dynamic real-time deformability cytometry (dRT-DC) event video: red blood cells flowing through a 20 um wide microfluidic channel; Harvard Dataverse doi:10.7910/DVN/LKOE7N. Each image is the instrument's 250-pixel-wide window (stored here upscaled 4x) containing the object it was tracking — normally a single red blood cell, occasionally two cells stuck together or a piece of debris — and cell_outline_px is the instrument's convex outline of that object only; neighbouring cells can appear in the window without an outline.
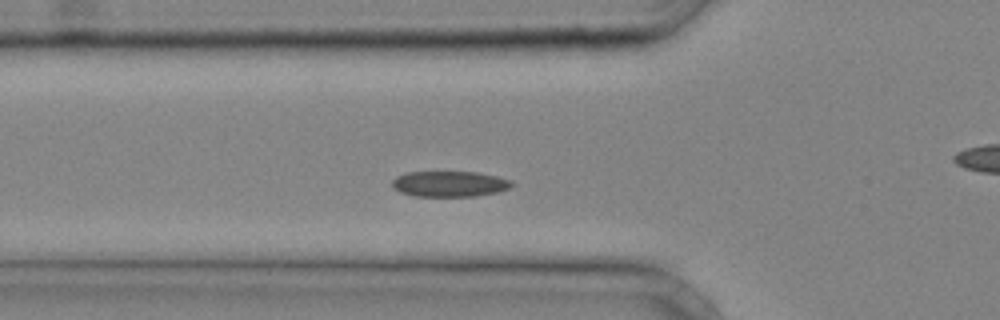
{"species": "common noctule bat (a hibernating species)", "species_latin": "Nyctalus noctula", "temperature_condition": "cold", "stored_images_in_passage": 29, "camera_frame_rate_fps": 3000, "um_per_image_px": 0.085, "animal": {"sex": "male", "body_mass_g": 20.4}, "frame": {"image": 1, "passage_image": 9, "time_ms": 2.667, "image_size_px": [1000, 320], "cell_outline_px": [[516, 184], [508, 188], [496, 192], [476, 196], [412, 196], [400, 192], [392, 188], [392, 180], [396, 176], [408, 172], [476, 172], [496, 176], [512, 180]], "centroid_in_image_um": [38.2, 15.63], "position_along_channel_um": 87.6, "area_um2": 17.98}}